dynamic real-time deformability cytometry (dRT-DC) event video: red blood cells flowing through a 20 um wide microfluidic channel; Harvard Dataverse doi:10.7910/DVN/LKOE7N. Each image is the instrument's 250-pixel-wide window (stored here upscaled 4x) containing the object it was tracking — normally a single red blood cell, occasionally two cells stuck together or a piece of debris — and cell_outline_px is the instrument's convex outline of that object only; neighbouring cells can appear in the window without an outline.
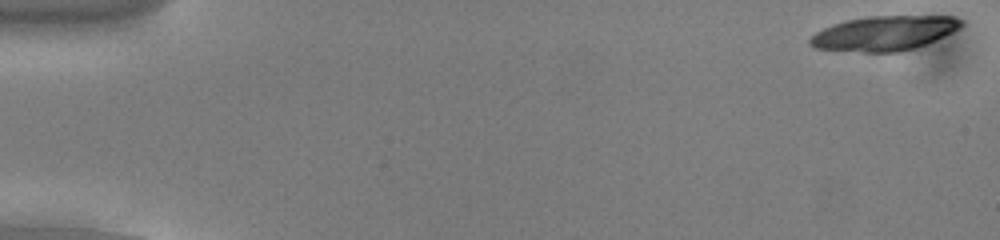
{"species": "common noctule bat (a hibernating species)", "species_latin": "Nyctalus noctula", "temperature_condition": "cold", "stored_images_in_passage": 18, "camera_frame_rate_fps": 3000, "um_per_image_px": 0.085, "animal": {"sex": "male", "body_mass_g": 13.0, "forearm_length_mm": 53.1}, "frame": {"image": 1, "passage_image": 1, "time_ms": 0.0, "image_size_px": [1000, 240], "cell_outline_px": [[964, 24], [960, 28], [952, 32], [924, 44], [900, 52], [864, 52], [816, 48], [808, 44], [808, 40], [816, 32], [832, 24], [844, 20], [868, 16], [952, 16], [964, 20]], "centroid_in_image_um": [75.14, 2.81], "position_along_channel_um": 9.9, "area_um2": 30.4}}